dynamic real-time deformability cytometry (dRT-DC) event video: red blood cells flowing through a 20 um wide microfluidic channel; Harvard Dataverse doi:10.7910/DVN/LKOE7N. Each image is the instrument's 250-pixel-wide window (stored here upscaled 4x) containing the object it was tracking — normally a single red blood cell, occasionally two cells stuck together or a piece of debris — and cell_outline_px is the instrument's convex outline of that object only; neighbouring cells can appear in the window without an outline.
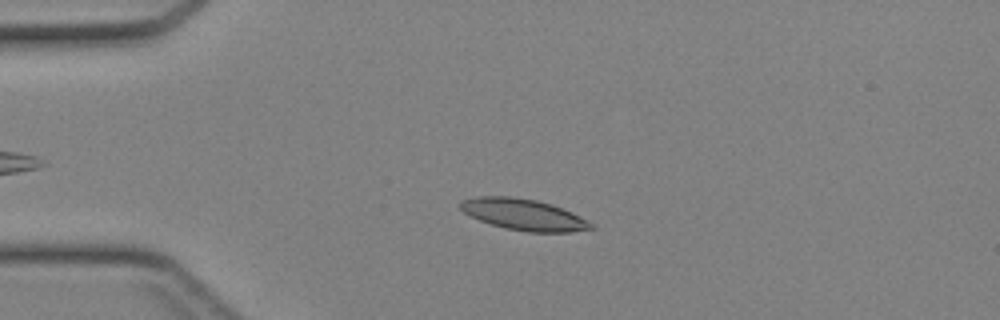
{"species": "Egyptian fruit bat (a non-hibernating species)", "species_latin": "Rousettus aegyptiacus", "temperature_condition": "cold", "stored_images_in_passage": 43, "camera_frame_rate_fps": 3000, "um_per_image_px": 0.085, "animal": {"sex": "female"}, "frame": {"image": 1, "passage_image": 10, "time_ms": 3.0, "image_size_px": [1000, 320], "cell_outline_px": [[596, 228], [572, 232], [528, 232], [504, 228], [480, 220], [464, 212], [460, 208], [460, 200], [476, 196], [512, 196], [536, 200], [552, 204], [572, 212], [596, 224]], "centroid_in_image_um": [44.56, 18.24], "position_along_channel_um": 40.4, "area_um2": 23.99}}
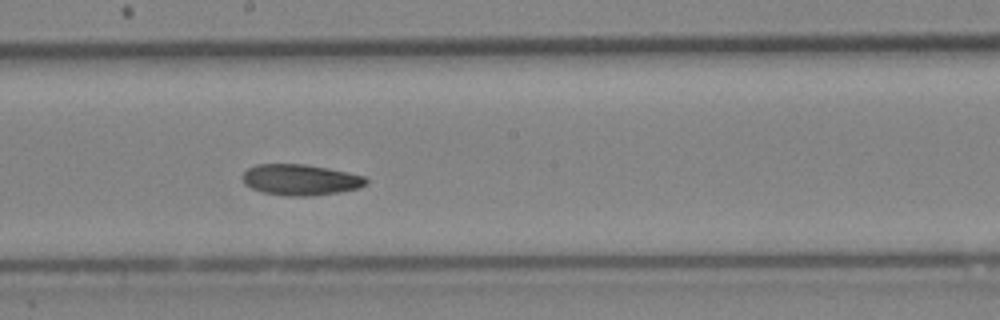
{"frame": {"image": 2, "passage_image": 24, "time_ms": 7.667, "image_size_px": [1000, 320], "cell_outline_px": [[368, 184], [356, 188], [340, 192], [312, 196], [284, 196], [264, 192], [252, 188], [244, 184], [240, 176], [248, 168], [256, 164], [304, 164], [328, 168], [364, 176], [368, 180]], "centroid_in_image_um": [25.51, 15.28], "position_along_channel_um": 222.7, "area_um2": 22.37}}
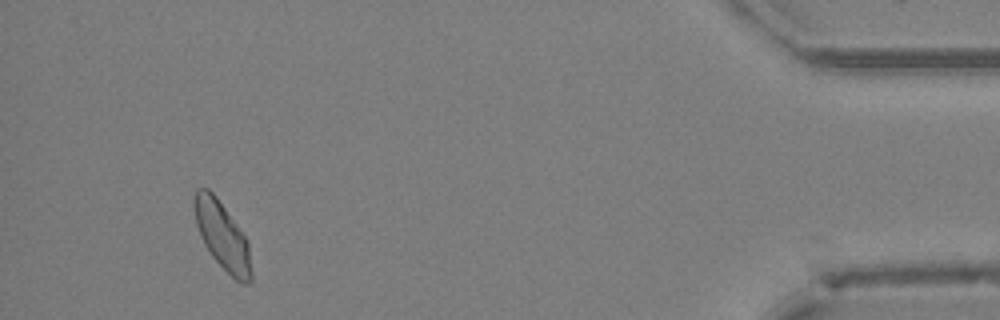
{"frame": {"image": 3, "passage_image": 41, "time_ms": 13.333, "image_size_px": [1000, 320], "cell_outline_px": [[252, 280], [248, 284], [240, 284], [212, 256], [204, 244], [196, 224], [192, 200], [192, 196], [196, 188], [208, 188], [216, 196], [248, 240], [252, 272]], "centroid_in_image_um": [18.89, 20.02], "position_along_channel_um": 416.3, "area_um2": 22.54}}